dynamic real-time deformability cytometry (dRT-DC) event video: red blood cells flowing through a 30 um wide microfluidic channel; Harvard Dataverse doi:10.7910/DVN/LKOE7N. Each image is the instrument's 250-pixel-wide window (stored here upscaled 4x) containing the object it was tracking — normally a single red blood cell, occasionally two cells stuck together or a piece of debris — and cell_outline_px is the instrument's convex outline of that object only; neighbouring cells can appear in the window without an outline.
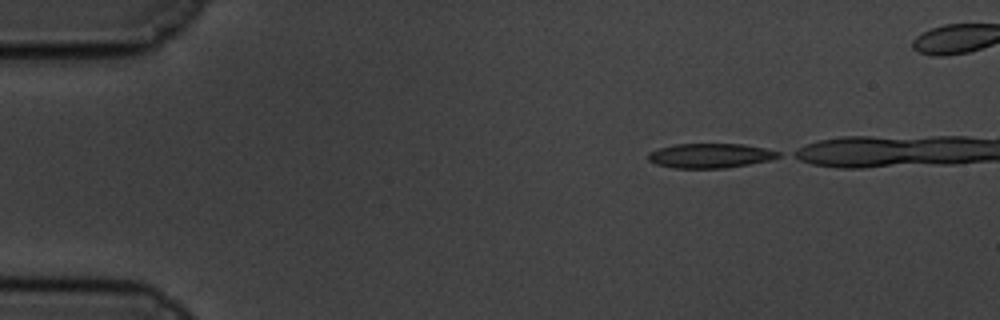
{"species": "common noctule bat (a hibernating species)", "species_latin": "Nyctalus noctula", "temperature_condition": "cold", "stored_images_in_passage": 41, "camera_frame_rate_fps": 3000, "um_per_image_px": 0.085, "animal": {"sex": "male", "body_mass_g": 19.5, "forearm_length_mm": 54.6}, "frame": {"image": 1, "passage_image": 1, "time_ms": 0.0, "image_size_px": [1000, 320], "cell_outline_px": [[780, 156], [772, 160], [724, 168], [676, 168], [656, 164], [648, 160], [648, 152], [660, 148], [676, 144], [744, 144], [764, 148], [780, 152]], "centroid_in_image_um": [60.38, 13.23], "position_along_channel_um": 24.6, "area_um2": 18.55}}
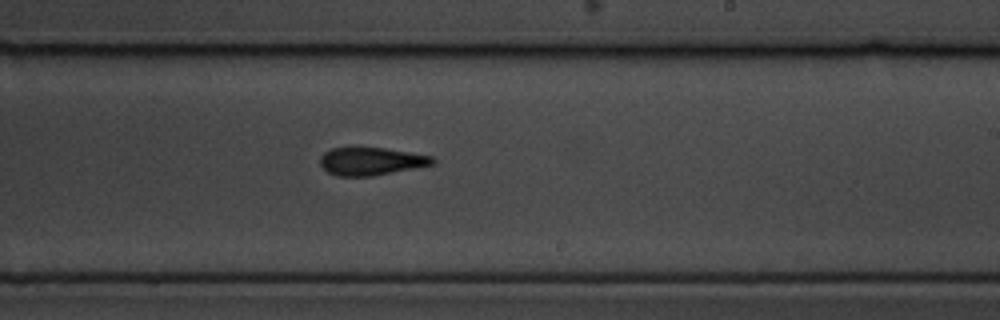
{"frame": {"image": 2, "passage_image": 28, "time_ms": 9.0, "image_size_px": [1000, 320], "cell_outline_px": [[436, 164], [372, 176], [336, 176], [328, 172], [320, 164], [320, 156], [324, 152], [332, 148], [352, 144], [384, 148], [432, 156], [436, 160]], "centroid_in_image_um": [31.5, 13.66], "position_along_channel_um": 257.5, "area_um2": 18.9}}
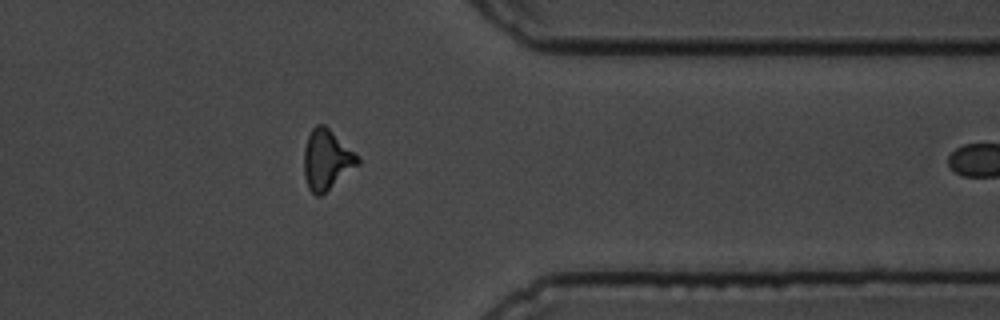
{"frame": {"image": 3, "passage_image": 40, "time_ms": 13.0, "image_size_px": [1000, 320], "cell_outline_px": [[360, 164], [320, 196], [316, 196], [308, 188], [304, 176], [304, 148], [308, 136], [312, 128], [316, 124], [324, 124], [360, 156]], "centroid_in_image_um": [27.77, 13.56], "position_along_channel_um": 383.6, "area_um2": 18.9}}